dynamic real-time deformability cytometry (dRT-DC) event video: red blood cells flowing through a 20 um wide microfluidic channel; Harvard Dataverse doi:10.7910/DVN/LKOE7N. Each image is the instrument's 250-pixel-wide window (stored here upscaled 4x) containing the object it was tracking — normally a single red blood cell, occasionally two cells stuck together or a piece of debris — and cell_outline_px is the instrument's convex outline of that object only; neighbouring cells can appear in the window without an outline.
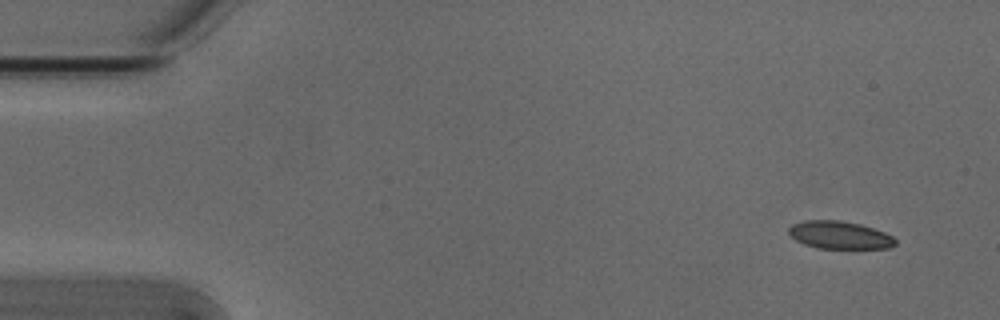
{"species": "Egyptian fruit bat (a non-hibernating species)", "species_latin": "Rousettus aegyptiacus", "temperature_condition": "cold", "stored_images_in_passage": 52, "camera_frame_rate_fps": 3000, "um_per_image_px": 0.085, "animal": {"sex": "male"}, "frame": {"image": 1, "passage_image": 1, "time_ms": 0.0, "image_size_px": [1000, 320], "cell_outline_px": [[896, 244], [888, 248], [816, 248], [804, 244], [796, 240], [788, 232], [788, 228], [792, 224], [804, 220], [840, 220], [860, 224], [884, 232], [892, 236], [896, 240]], "centroid_in_image_um": [71.35, 19.97], "position_along_channel_um": 13.7, "area_um2": 17.17}}
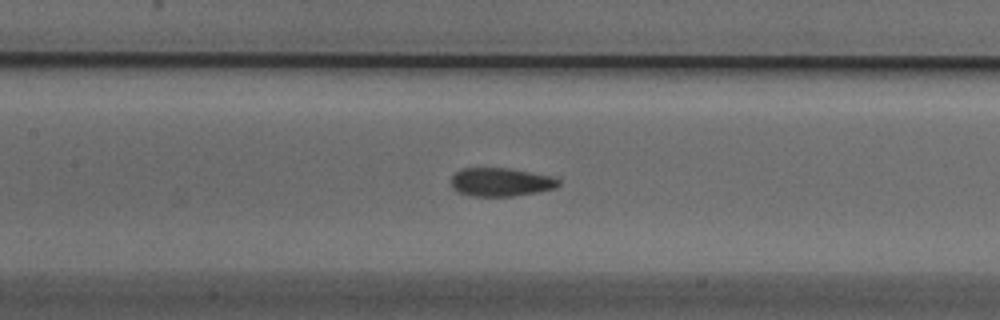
{"frame": {"image": 2, "passage_image": 22, "time_ms": 7.0, "image_size_px": [1000, 320], "cell_outline_px": [[560, 184], [556, 188], [536, 192], [512, 196], [468, 196], [456, 192], [452, 188], [452, 176], [456, 172], [464, 168], [508, 168], [556, 176], [560, 180]], "centroid_in_image_um": [42.59, 15.48], "position_along_channel_um": 164.8, "area_um2": 18.03}}
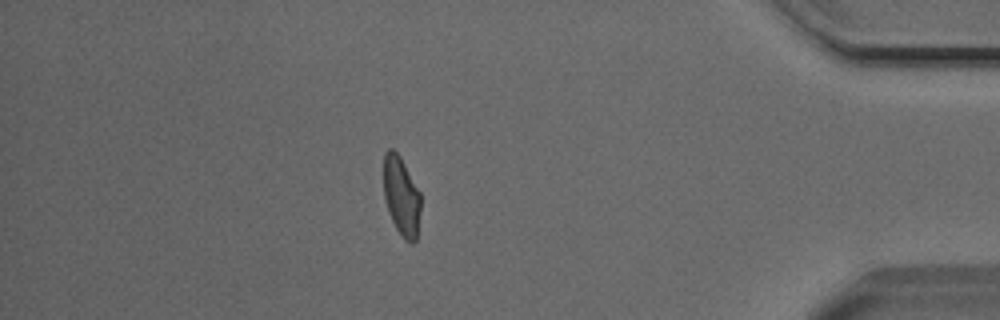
{"frame": {"image": 3, "passage_image": 44, "time_ms": 14.333, "image_size_px": [1000, 320], "cell_outline_px": [[420, 208], [416, 240], [412, 244], [404, 240], [396, 228], [388, 212], [384, 200], [384, 152], [388, 148], [392, 148], [400, 156], [420, 192]], "centroid_in_image_um": [34.1, 16.67], "position_along_channel_um": 401.1, "area_um2": 17.11}, "authors_computed_cell_mechanics": {"area_um2": 18.0336, "velocity_mm_per_s": 3.8189, "shape_relaxation_time_tau1_ms": 3.9197, "shape_relaxation_time_tau2_ms": 1.1764, "deformation_change_tau1": 0.1376, "deformation_change_tau2": 0.0679}}